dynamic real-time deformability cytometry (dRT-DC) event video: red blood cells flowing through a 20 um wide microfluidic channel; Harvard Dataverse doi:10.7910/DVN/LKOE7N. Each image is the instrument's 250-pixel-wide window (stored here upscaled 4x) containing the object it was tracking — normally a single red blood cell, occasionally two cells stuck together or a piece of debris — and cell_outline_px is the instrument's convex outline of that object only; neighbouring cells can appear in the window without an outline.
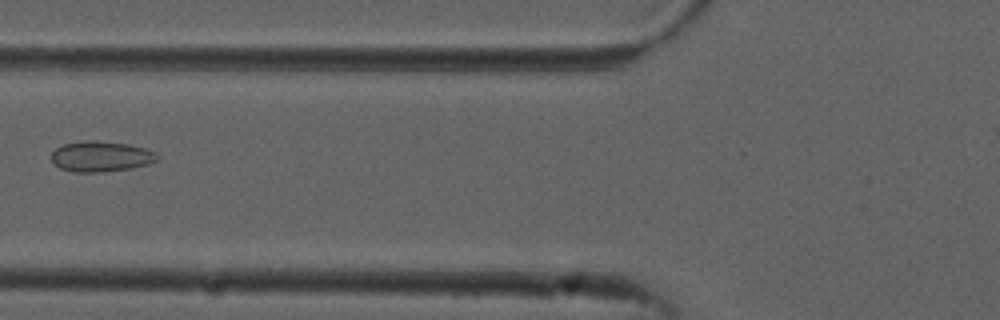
{"species": "common noctule bat (a hibernating species)", "species_latin": "Nyctalus noctula", "temperature_condition": "cold", "stored_images_in_passage": 6, "camera_frame_rate_fps": 3000, "um_per_image_px": 0.085, "animal": {"sex": "male", "forearm_length_mm": 52.5}, "frame": {"image": 1, "passage_image": 5, "time_ms": 1.333, "image_size_px": [1000, 320], "cell_outline_px": [[160, 156], [156, 160], [148, 164], [128, 168], [100, 172], [72, 172], [60, 168], [52, 160], [52, 152], [56, 148], [64, 144], [84, 140], [92, 140], [128, 144], [148, 148], [156, 152]], "centroid_in_image_um": [8.6, 13.29], "position_along_channel_um": 117.2, "area_um2": 18.79}}
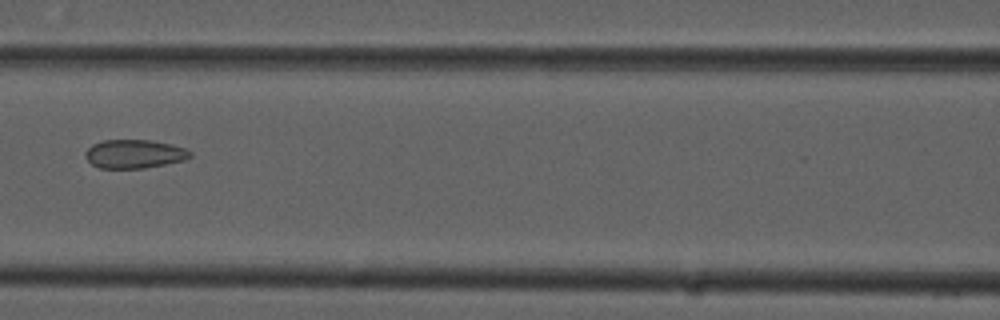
{"frame": {"image": 2, "passage_image": 6, "time_ms": 1.667, "image_size_px": [1000, 320], "cell_outline_px": [[192, 156], [184, 160], [144, 168], [100, 168], [92, 164], [84, 156], [84, 152], [92, 144], [104, 140], [148, 140], [172, 144], [184, 148], [192, 152]], "centroid_in_image_um": [11.4, 13.08], "position_along_channel_um": 155.2, "area_um2": 17.46}}